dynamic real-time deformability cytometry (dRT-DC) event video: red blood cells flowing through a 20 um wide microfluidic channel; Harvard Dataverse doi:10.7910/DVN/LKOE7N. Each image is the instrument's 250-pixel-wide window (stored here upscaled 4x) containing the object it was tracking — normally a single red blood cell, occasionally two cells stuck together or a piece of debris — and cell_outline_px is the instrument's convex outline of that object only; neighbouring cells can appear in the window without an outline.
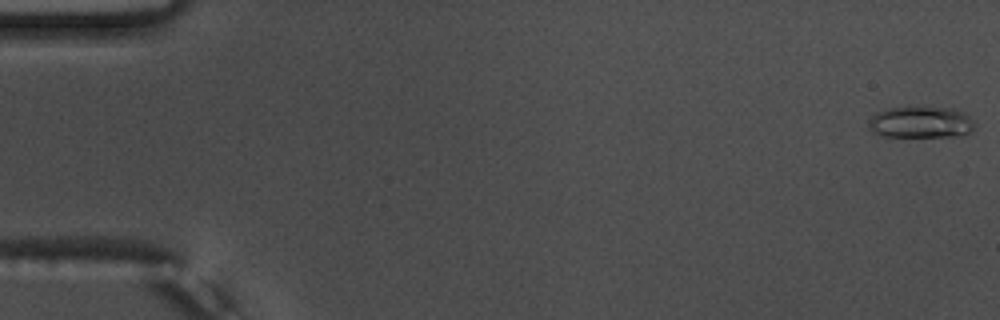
{"species": "common noctule bat (a hibernating species)", "species_latin": "Nyctalus noctula", "temperature_condition": "warm", "stored_images_in_passage": 56, "camera_frame_rate_fps": 3000, "um_per_image_px": 0.085, "animal": {"sex": "male", "body_mass_g": 17.5, "forearm_length_mm": 52.3}, "frame": {"image": 1, "passage_image": 1, "time_ms": 0.0, "image_size_px": [1000, 320], "cell_outline_px": [[976, 124], [968, 132], [960, 136], [884, 136], [872, 132], [868, 128], [868, 120], [876, 112], [888, 108], [952, 108], [964, 112]], "centroid_in_image_um": [78.24, 10.4], "position_along_channel_um": 6.8, "area_um2": 19.25}}
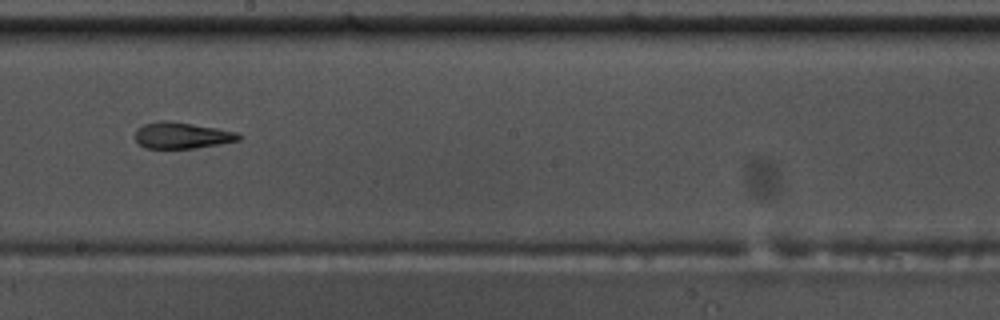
{"frame": {"image": 2, "passage_image": 32, "time_ms": 10.333, "image_size_px": [1000, 320], "cell_outline_px": [[244, 136], [240, 140], [220, 144], [196, 148], [144, 148], [136, 140], [136, 132], [144, 124], [164, 120], [168, 120], [216, 128], [236, 132]], "centroid_in_image_um": [15.51, 11.52], "position_along_channel_um": 232.7, "area_um2": 15.72}}
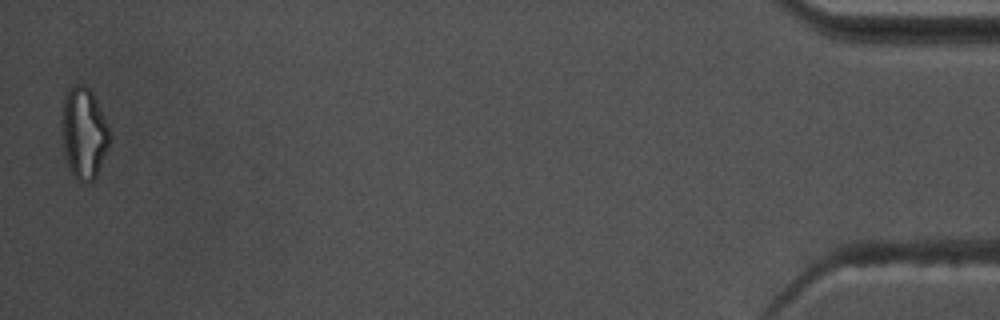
{"frame": {"image": 3, "passage_image": 55, "time_ms": 18.0, "image_size_px": [1000, 320], "cell_outline_px": [[112, 140], [96, 176], [88, 184], [84, 184], [72, 172], [68, 164], [64, 148], [60, 120], [64, 96], [68, 88], [76, 84], [84, 84], [92, 92], [108, 124]], "centroid_in_image_um": [7.14, 11.28], "position_along_channel_um": 428.1, "area_um2": 25.66}, "authors_computed_cell_mechanics": {"area_um2": 17.051, "velocity_mm_per_s": 3.7489, "shape_relaxation_time_tau1_ms": null, "shape_relaxation_time_tau2_ms": 2.9434, "deformation_change_tau1": null, "deformation_change_tau2": 0.1236}}